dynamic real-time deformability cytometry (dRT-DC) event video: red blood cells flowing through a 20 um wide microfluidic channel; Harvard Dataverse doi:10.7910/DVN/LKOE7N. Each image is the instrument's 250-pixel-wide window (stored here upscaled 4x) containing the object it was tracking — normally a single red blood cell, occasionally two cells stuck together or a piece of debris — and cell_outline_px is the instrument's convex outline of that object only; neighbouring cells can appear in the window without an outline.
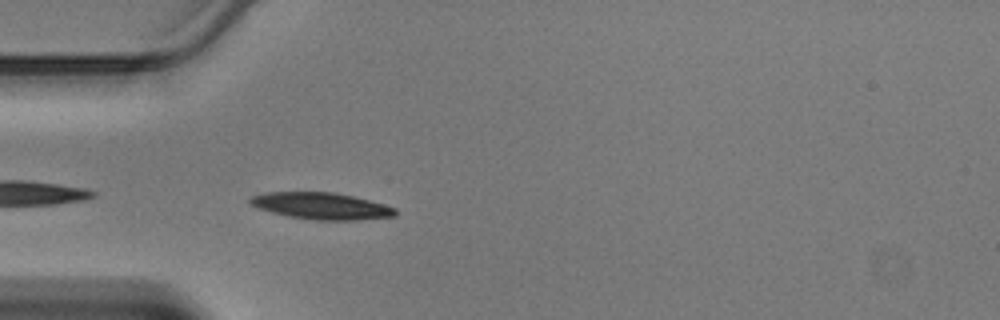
{"species": "Egyptian fruit bat (a non-hibernating species)", "species_latin": "Rousettus aegyptiacus", "temperature_condition": "warm", "stored_images_in_passage": 14, "camera_frame_rate_fps": 3000, "um_per_image_px": 0.085, "animal": {"sex": "male"}, "frame": {"image": 1, "passage_image": 1, "time_ms": 0.0, "image_size_px": [1000, 320], "cell_outline_px": [[396, 216], [356, 220], [316, 220], [288, 216], [272, 212], [260, 208], [252, 204], [248, 200], [248, 196], [268, 192], [332, 192], [352, 196], [384, 204], [396, 208]], "centroid_in_image_um": [27.31, 17.5], "position_along_channel_um": 57.7, "area_um2": 22.43}}
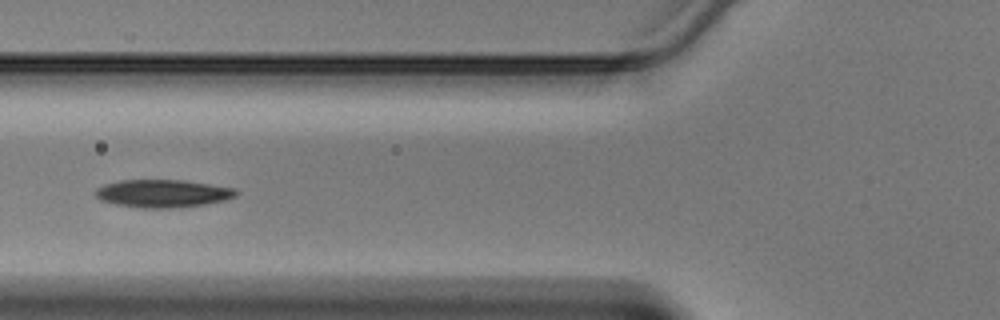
{"frame": {"image": 2, "passage_image": 5, "time_ms": 1.333, "image_size_px": [1000, 320], "cell_outline_px": [[236, 196], [224, 200], [204, 204], [180, 208], [144, 208], [116, 204], [100, 200], [96, 196], [96, 188], [104, 184], [120, 180], [184, 180], [236, 188]], "centroid_in_image_um": [13.83, 16.44], "position_along_channel_um": 112.0, "area_um2": 22.77}}